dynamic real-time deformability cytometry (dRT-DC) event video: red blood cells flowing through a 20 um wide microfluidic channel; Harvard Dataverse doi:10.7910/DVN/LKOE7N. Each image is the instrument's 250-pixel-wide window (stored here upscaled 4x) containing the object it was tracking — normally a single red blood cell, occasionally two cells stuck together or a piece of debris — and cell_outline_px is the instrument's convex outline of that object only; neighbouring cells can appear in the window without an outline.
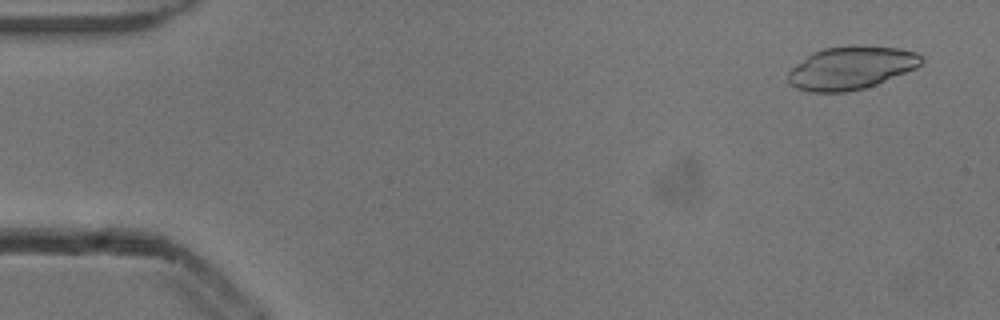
{"species": "common noctule bat (a hibernating species)", "species_latin": "Nyctalus noctula", "temperature_condition": "cold", "stored_images_in_passage": 52, "camera_frame_rate_fps": 3000, "um_per_image_px": 0.085, "animal": {"sex": "male", "body_mass_g": 13.3}, "frame": {"image": 1, "passage_image": 3, "time_ms": 0.667, "image_size_px": [1000, 320], "cell_outline_px": [[924, 60], [916, 68], [876, 84], [864, 88], [848, 92], [808, 92], [796, 88], [788, 84], [788, 72], [796, 64], [812, 52], [824, 48], [848, 44], [860, 44], [900, 48], [916, 52]], "centroid_in_image_um": [72.32, 5.75], "position_along_channel_um": 12.7, "area_um2": 33.81}}